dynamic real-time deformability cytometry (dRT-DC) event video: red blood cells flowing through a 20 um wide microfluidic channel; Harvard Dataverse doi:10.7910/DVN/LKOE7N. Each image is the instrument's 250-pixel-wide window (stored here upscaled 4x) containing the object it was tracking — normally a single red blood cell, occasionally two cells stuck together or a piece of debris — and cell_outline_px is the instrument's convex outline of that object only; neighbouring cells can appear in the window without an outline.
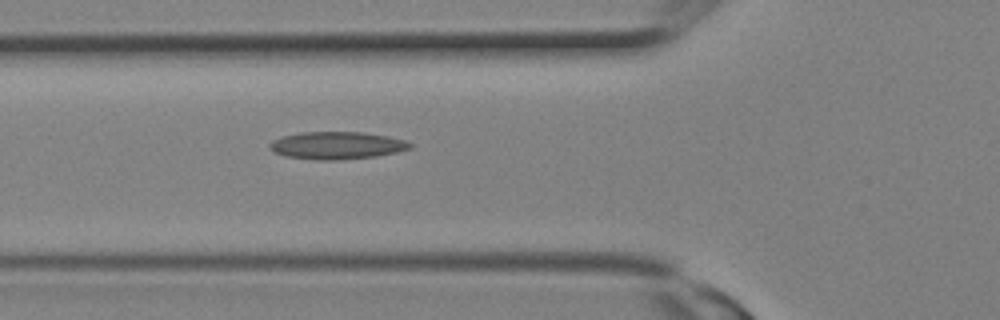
{"species": "Egyptian fruit bat (a non-hibernating species)", "species_latin": "Rousettus aegyptiacus", "temperature_condition": "room temperature", "stored_images_in_passage": 5, "camera_frame_rate_fps": 3000, "um_per_image_px": 0.085, "animal": {"sex": "female"}, "frame": {"image": 1, "passage_image": 5, "time_ms": 1.333, "image_size_px": [1000, 320], "cell_outline_px": [[412, 148], [396, 152], [376, 156], [340, 160], [312, 160], [284, 156], [272, 152], [268, 148], [268, 144], [272, 140], [280, 136], [300, 132], [364, 132], [388, 136], [404, 140], [412, 144]], "centroid_in_image_um": [28.56, 12.36], "position_along_channel_um": 97.2, "area_um2": 22.83}}